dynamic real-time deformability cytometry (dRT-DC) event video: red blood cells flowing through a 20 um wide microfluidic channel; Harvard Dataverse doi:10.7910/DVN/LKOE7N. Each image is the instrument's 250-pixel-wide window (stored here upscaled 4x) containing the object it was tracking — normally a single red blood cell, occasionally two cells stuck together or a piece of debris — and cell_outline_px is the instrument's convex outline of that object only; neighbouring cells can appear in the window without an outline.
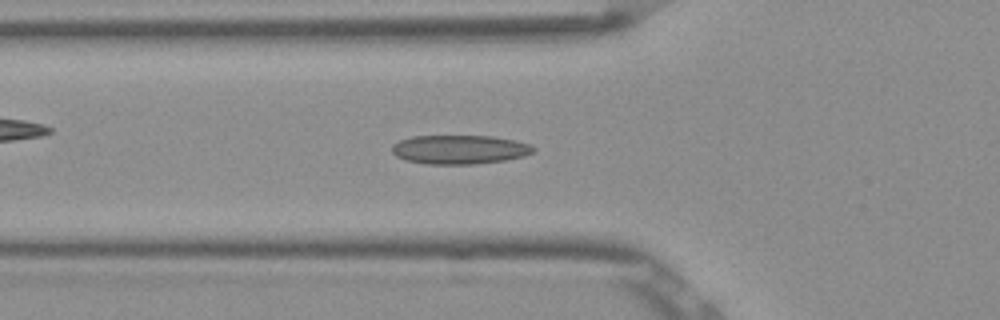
{"species": "Egyptian fruit bat (a non-hibernating species)", "species_latin": "Rousettus aegyptiacus", "temperature_condition": "room temperature", "stored_images_in_passage": 48, "camera_frame_rate_fps": 3000, "um_per_image_px": 0.085, "frame": {"image": 1, "passage_image": 18, "time_ms": 5.667, "image_size_px": [1000, 320], "cell_outline_px": [[536, 148], [532, 152], [524, 156], [504, 160], [472, 164], [424, 164], [404, 160], [396, 156], [392, 152], [392, 144], [400, 140], [412, 136], [492, 136], [516, 140], [528, 144]], "centroid_in_image_um": [39.03, 12.71], "position_along_channel_um": 86.8, "area_um2": 23.93}}
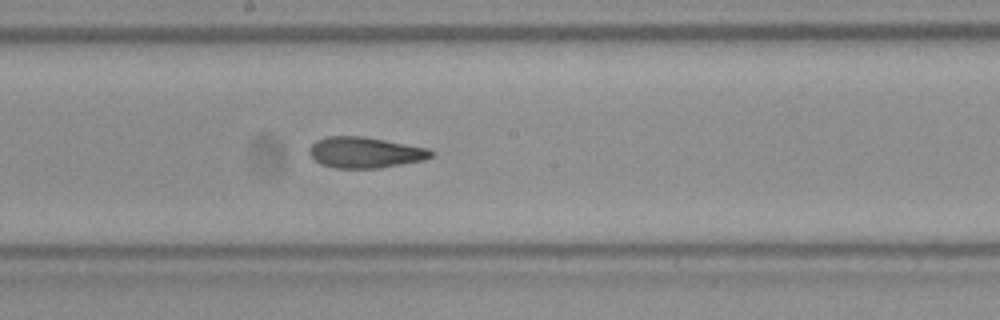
{"frame": {"image": 2, "passage_image": 28, "time_ms": 9.0, "image_size_px": [1000, 320], "cell_outline_px": [[436, 152], [432, 156], [424, 160], [380, 168], [336, 168], [320, 164], [308, 152], [308, 148], [316, 140], [328, 136], [364, 136], [428, 148]], "centroid_in_image_um": [31.04, 12.96], "position_along_channel_um": 217.2, "area_um2": 22.02}}
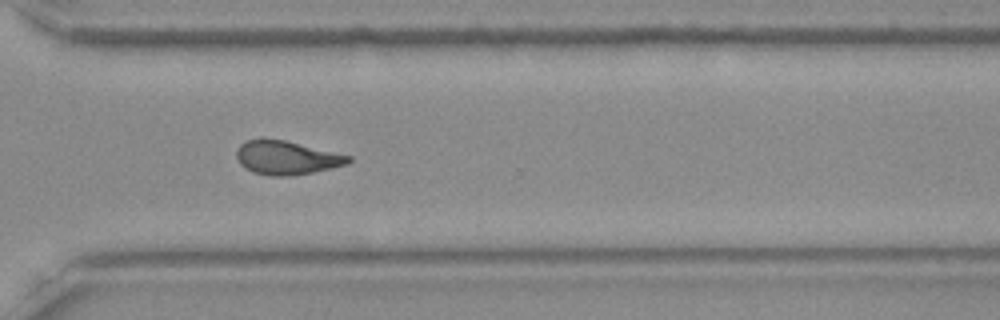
{"frame": {"image": 3, "passage_image": 38, "time_ms": 12.333, "image_size_px": [1000, 320], "cell_outline_px": [[352, 160], [348, 164], [332, 168], [312, 172], [288, 176], [268, 176], [252, 172], [244, 168], [240, 164], [236, 156], [236, 152], [240, 144], [244, 140], [284, 140], [352, 156]], "centroid_in_image_um": [24.36, 13.42], "position_along_channel_um": 346.2, "area_um2": 21.85}}